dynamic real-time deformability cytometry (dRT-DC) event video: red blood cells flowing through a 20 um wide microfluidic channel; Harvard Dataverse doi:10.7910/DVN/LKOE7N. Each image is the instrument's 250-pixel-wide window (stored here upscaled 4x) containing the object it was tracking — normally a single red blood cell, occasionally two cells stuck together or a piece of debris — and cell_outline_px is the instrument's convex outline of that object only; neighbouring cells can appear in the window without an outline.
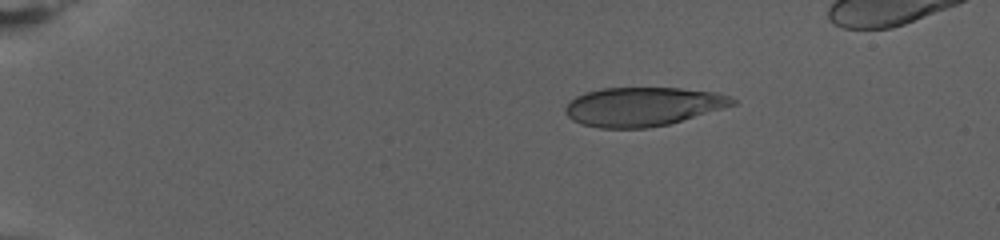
{"species": "human", "species_latin": "Homo sapiens", "temperature_condition": "warm", "stored_images_in_passage": 63, "camera_frame_rate_fps": 3000, "um_per_image_px": 0.085, "donor": {"sex": "female"}, "frame": {"image": 1, "passage_image": 1, "time_ms": 0.0, "image_size_px": [1000, 240], "cell_outline_px": [[736, 104], [668, 124], [648, 128], [600, 128], [580, 124], [572, 120], [564, 112], [564, 108], [576, 96], [588, 92], [604, 88], [680, 88], [716, 92], [728, 96], [736, 100]], "centroid_in_image_um": [54.61, 9.06], "position_along_channel_um": 30.4, "area_um2": 37.63}}
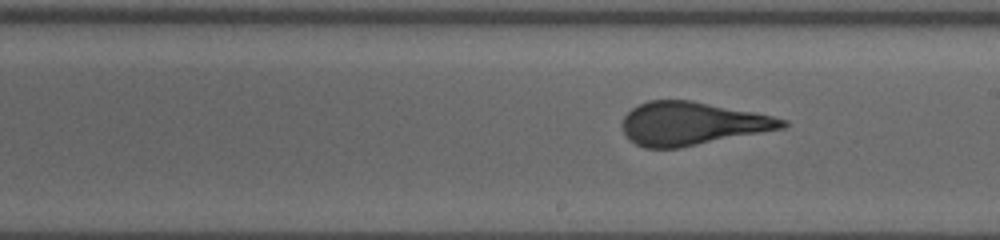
{"frame": {"image": 2, "passage_image": 33, "time_ms": 10.667, "image_size_px": [1000, 240], "cell_outline_px": [[788, 124], [784, 128], [680, 148], [644, 148], [628, 140], [624, 132], [624, 116], [632, 108], [648, 100], [692, 100], [756, 112], [788, 120]], "centroid_in_image_um": [58.83, 10.5], "position_along_channel_um": 230.2, "area_um2": 40.29}}
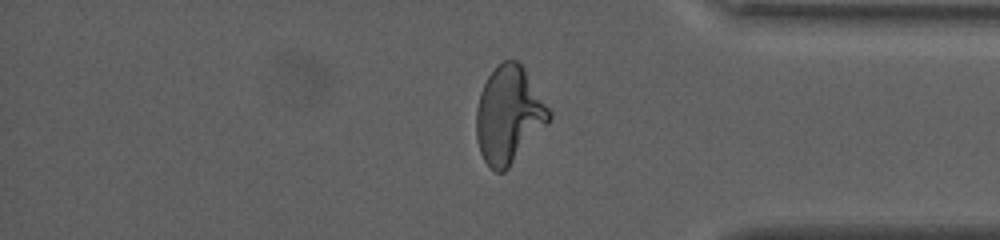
{"frame": {"image": 3, "passage_image": 52, "time_ms": 17.0, "image_size_px": [1000, 240], "cell_outline_px": [[552, 116], [548, 124], [508, 168], [504, 172], [496, 172], [484, 160], [480, 152], [476, 136], [476, 108], [480, 92], [488, 76], [496, 64], [504, 60], [516, 60], [524, 68], [552, 112]], "centroid_in_image_um": [43.25, 9.76], "position_along_channel_um": 392.0, "area_um2": 41.1}}